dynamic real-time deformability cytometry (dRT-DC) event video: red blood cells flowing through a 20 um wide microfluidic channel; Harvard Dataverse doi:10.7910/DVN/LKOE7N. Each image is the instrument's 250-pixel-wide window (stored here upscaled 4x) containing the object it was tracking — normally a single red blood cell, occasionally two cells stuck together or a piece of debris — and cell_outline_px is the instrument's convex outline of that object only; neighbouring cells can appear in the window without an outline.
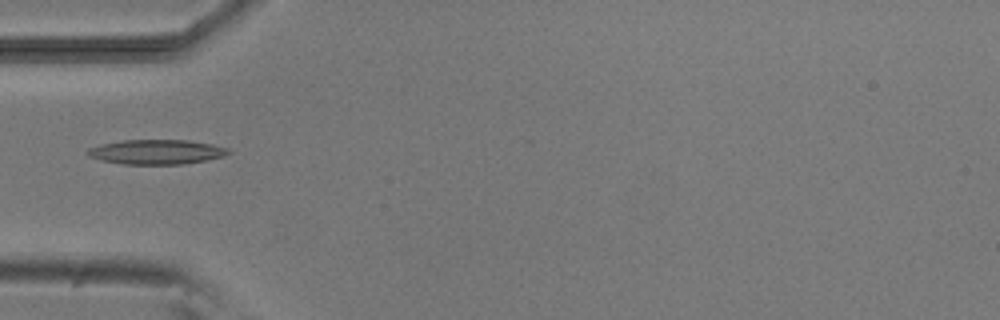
{"species": "common noctule bat (a hibernating species)", "species_latin": "Nyctalus noctula", "temperature_condition": "room temperature", "stored_images_in_passage": 6, "camera_frame_rate_fps": 3000, "um_per_image_px": 0.085, "animal": {"sex": "male", "body_mass_g": 20.5, "forearm_length_mm": 52.5}, "frame": {"image": 1, "passage_image": 5, "time_ms": 4.667, "image_size_px": [1000, 320], "cell_outline_px": [[232, 152], [224, 156], [208, 160], [184, 164], [124, 164], [104, 160], [88, 156], [84, 152], [88, 148], [100, 144], [124, 140], [188, 140], [212, 144], [228, 148]], "centroid_in_image_um": [13.32, 12.91], "position_along_channel_um": 71.7, "area_um2": 20.29}}
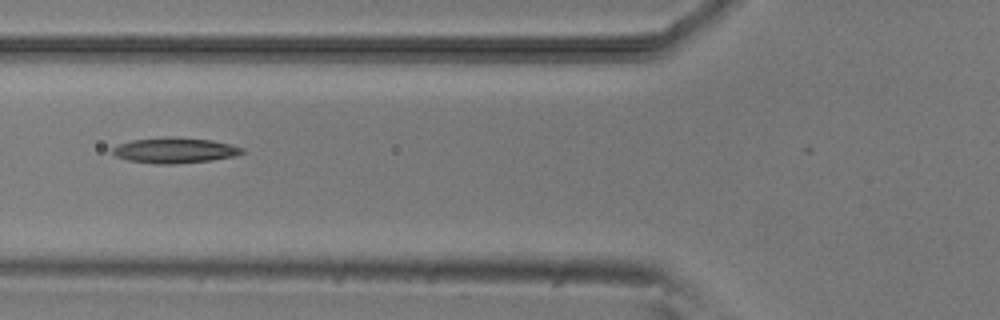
{"frame": {"image": 2, "passage_image": 6, "time_ms": 5.667, "image_size_px": [1000, 320], "cell_outline_px": [[244, 152], [232, 156], [212, 160], [172, 164], [156, 164], [128, 160], [116, 156], [112, 152], [112, 148], [116, 144], [132, 140], [164, 136], [172, 136], [212, 140], [232, 144], [244, 148]], "centroid_in_image_um": [14.83, 12.76], "position_along_channel_um": 111.0, "area_um2": 19.42}}